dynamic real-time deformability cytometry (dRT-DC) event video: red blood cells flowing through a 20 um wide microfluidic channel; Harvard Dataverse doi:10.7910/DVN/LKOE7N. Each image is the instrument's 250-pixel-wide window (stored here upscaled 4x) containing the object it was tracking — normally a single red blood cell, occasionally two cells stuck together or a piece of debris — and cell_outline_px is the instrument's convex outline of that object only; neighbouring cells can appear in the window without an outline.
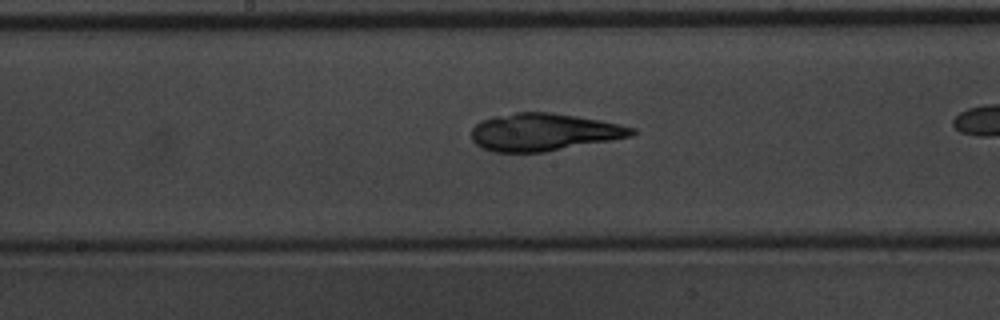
{"species": "common noctule bat (a hibernating species)", "species_latin": "Nyctalus noctula", "temperature_condition": "warm", "stored_images_in_passage": 31, "camera_frame_rate_fps": 3000, "um_per_image_px": 0.085, "animal": {"sex": "male", "body_mass_g": 20.1, "forearm_length_mm": 53.5}, "frame": {"image": 1, "passage_image": 18, "time_ms": 5.667, "image_size_px": [1000, 320], "cell_outline_px": [[636, 132], [632, 136], [612, 140], [544, 152], [492, 152], [476, 144], [472, 140], [472, 128], [480, 120], [492, 116], [516, 112], [548, 112], [576, 116], [600, 120], [620, 124], [636, 128]], "centroid_in_image_um": [46.21, 11.22], "position_along_channel_um": 202.0, "area_um2": 35.08}}